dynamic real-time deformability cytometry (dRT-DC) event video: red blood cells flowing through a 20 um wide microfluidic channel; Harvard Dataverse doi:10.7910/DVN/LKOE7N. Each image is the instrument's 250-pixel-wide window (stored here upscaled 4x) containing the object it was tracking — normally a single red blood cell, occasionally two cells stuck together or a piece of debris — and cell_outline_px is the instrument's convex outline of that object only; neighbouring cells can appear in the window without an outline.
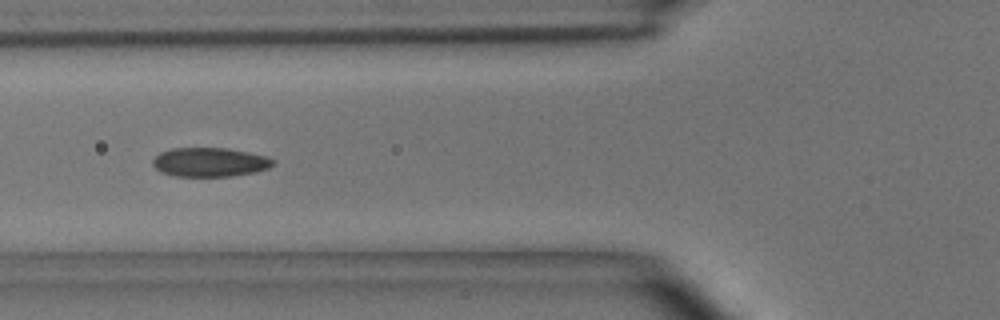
{"species": "common noctule bat (a hibernating species)", "species_latin": "Nyctalus noctula", "temperature_condition": "room temperature", "stored_images_in_passage": 6, "camera_frame_rate_fps": 3000, "um_per_image_px": 0.085, "animal": {"sex": "male", "body_mass_g": 15.6}, "frame": {"image": 1, "passage_image": 5, "time_ms": 1.333, "image_size_px": [1000, 320], "cell_outline_px": [[276, 164], [268, 168], [256, 172], [232, 176], [176, 176], [160, 172], [152, 164], [152, 160], [160, 152], [172, 148], [224, 148], [248, 152], [264, 156], [276, 160]], "centroid_in_image_um": [17.84, 13.79], "position_along_channel_um": 108.0, "area_um2": 20.4}}